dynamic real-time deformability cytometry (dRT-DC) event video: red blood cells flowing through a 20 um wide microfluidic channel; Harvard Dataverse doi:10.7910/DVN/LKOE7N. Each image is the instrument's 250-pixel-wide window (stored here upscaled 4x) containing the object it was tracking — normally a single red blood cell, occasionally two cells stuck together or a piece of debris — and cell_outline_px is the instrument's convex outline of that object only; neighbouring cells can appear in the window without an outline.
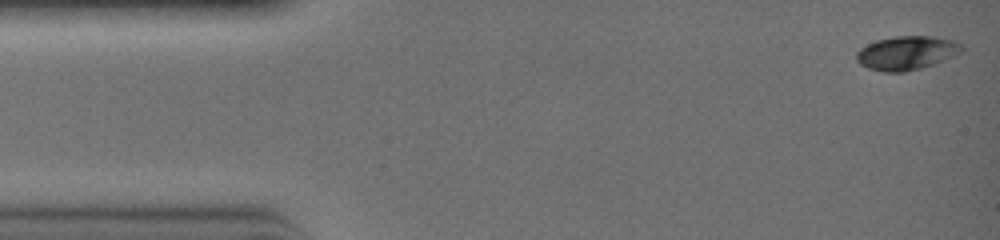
{"species": "common noctule bat (a hibernating species)", "species_latin": "Nyctalus noctula", "temperature_condition": "warm", "stored_images_in_passage": 31, "camera_frame_rate_fps": 3000, "um_per_image_px": 0.085, "animal": {"sex": "female", "body_mass_g": 19.0, "forearm_length_mm": 51.5}, "frame": {"image": 1, "passage_image": 1, "time_ms": 0.0, "image_size_px": [1000, 240], "cell_outline_px": [[964, 48], [932, 64], [920, 68], [904, 72], [884, 72], [868, 68], [860, 64], [856, 60], [856, 52], [860, 48], [876, 40], [896, 36], [928, 36], [948, 40], [960, 44]], "centroid_in_image_um": [76.93, 4.5], "position_along_channel_um": 8.1, "area_um2": 20.06}}
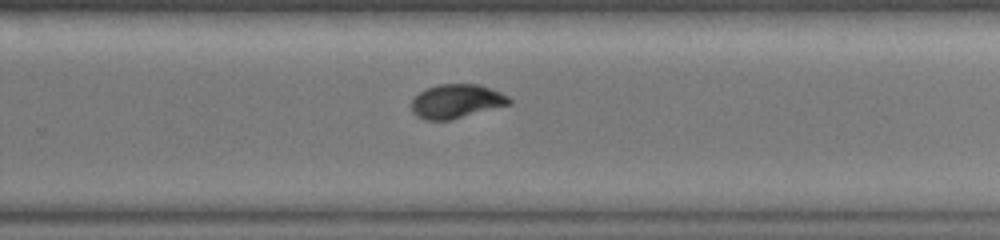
{"frame": {"image": 2, "passage_image": 20, "time_ms": 6.333, "image_size_px": [1000, 240], "cell_outline_px": [[512, 104], [448, 120], [428, 120], [416, 116], [412, 112], [412, 100], [420, 92], [436, 84], [480, 84], [492, 88], [508, 96], [512, 100]], "centroid_in_image_um": [38.82, 8.59], "position_along_channel_um": 291.0, "area_um2": 19.31}}
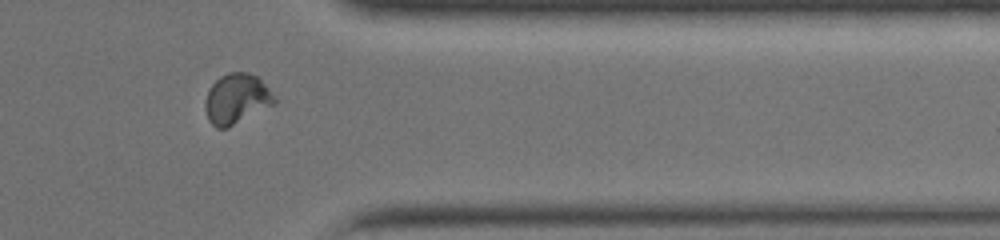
{"frame": {"image": 3, "passage_image": 25, "time_ms": 8.0, "image_size_px": [1000, 240], "cell_outline_px": [[276, 104], [228, 128], [216, 128], [208, 120], [204, 108], [204, 100], [208, 88], [220, 76], [228, 72], [248, 72], [256, 76], [276, 96]], "centroid_in_image_um": [20.09, 8.41], "position_along_channel_um": 391.3, "area_um2": 20.58}}